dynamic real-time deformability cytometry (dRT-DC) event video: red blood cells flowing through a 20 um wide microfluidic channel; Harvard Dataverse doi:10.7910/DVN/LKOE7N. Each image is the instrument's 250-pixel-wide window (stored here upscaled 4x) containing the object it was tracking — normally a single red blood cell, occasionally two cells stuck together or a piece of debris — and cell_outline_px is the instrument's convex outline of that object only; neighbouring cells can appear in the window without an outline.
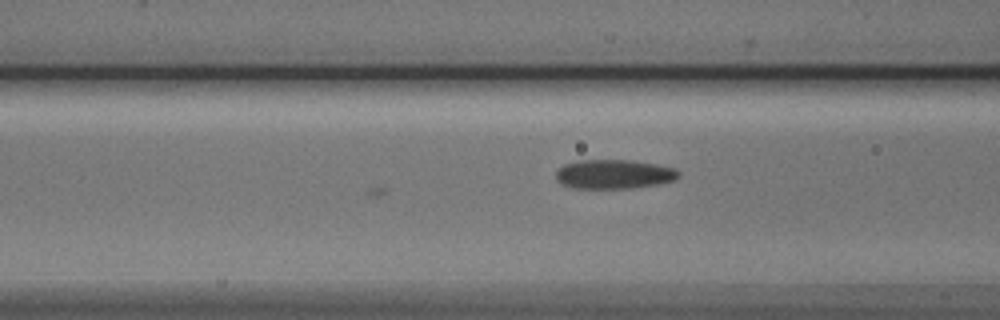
{"species": "Egyptian fruit bat (a non-hibernating species)", "species_latin": "Rousettus aegyptiacus", "temperature_condition": "cold", "stored_images_in_passage": 5, "camera_frame_rate_fps": 3000, "um_per_image_px": 0.085, "animal": {"sex": "male"}, "frame": {"image": 1, "passage_image": 5, "time_ms": 1.333, "image_size_px": [1000, 320], "cell_outline_px": [[680, 176], [676, 180], [660, 184], [632, 188], [572, 188], [560, 184], [556, 180], [556, 172], [564, 164], [580, 160], [628, 160], [656, 164], [676, 168], [680, 172]], "centroid_in_image_um": [52.21, 14.81], "position_along_channel_um": 114.4, "area_um2": 21.1}}